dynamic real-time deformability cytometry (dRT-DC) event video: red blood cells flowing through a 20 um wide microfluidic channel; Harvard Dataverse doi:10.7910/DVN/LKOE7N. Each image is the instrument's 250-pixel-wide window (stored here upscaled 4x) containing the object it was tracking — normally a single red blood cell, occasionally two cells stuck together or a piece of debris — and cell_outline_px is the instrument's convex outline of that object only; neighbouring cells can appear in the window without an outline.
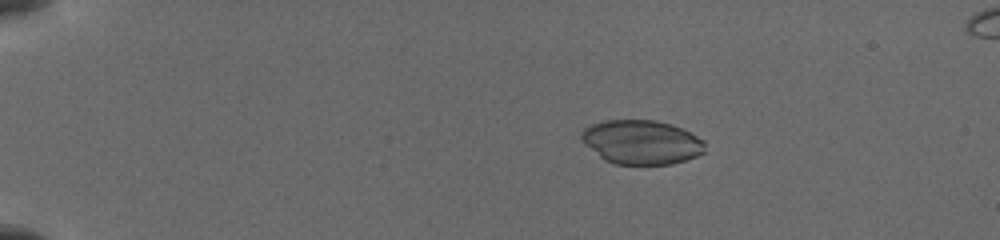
{"species": "common noctule bat (a hibernating species)", "species_latin": "Nyctalus noctula", "temperature_condition": "cold", "stored_images_in_passage": 10, "camera_frame_rate_fps": 3000, "um_per_image_px": 0.085, "animal": {"sex": "female", "body_mass_g": 19.5, "forearm_length_mm": 54.1}, "frame": {"image": 1, "passage_image": 5, "time_ms": 3.0, "image_size_px": [1000, 240], "cell_outline_px": [[704, 152], [696, 156], [672, 164], [616, 164], [604, 160], [584, 144], [580, 140], [580, 132], [584, 128], [592, 124], [604, 120], [656, 120], [672, 124], [704, 140]], "centroid_in_image_um": [54.48, 12.07], "position_along_channel_um": 30.5, "area_um2": 31.79}}